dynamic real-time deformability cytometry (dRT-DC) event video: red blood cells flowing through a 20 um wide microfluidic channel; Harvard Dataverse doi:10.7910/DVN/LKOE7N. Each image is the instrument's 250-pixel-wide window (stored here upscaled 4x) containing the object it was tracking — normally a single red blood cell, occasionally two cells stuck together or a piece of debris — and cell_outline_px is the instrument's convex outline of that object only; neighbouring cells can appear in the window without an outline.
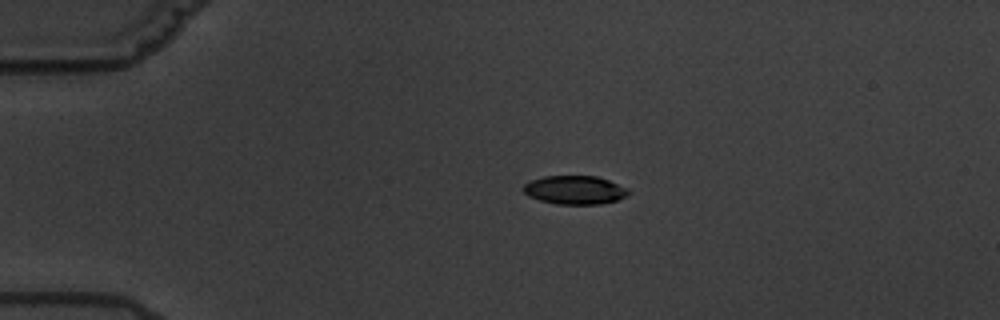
{"species": "common noctule bat (a hibernating species)", "species_latin": "Nyctalus noctula", "temperature_condition": "warm", "stored_images_in_passage": 5, "camera_frame_rate_fps": 3000, "um_per_image_px": 0.085, "animal": {"sex": "male", "body_mass_g": 19.5, "forearm_length_mm": 54.6}, "frame": {"image": 1, "passage_image": 5, "time_ms": 5.333, "image_size_px": [1000, 320], "cell_outline_px": [[632, 192], [616, 200], [600, 204], [556, 204], [540, 200], [528, 196], [524, 192], [524, 184], [528, 180], [544, 176], [596, 176], [608, 180], [628, 188]], "centroid_in_image_um": [48.84, 16.14], "position_along_channel_um": 36.2, "area_um2": 17.51}}